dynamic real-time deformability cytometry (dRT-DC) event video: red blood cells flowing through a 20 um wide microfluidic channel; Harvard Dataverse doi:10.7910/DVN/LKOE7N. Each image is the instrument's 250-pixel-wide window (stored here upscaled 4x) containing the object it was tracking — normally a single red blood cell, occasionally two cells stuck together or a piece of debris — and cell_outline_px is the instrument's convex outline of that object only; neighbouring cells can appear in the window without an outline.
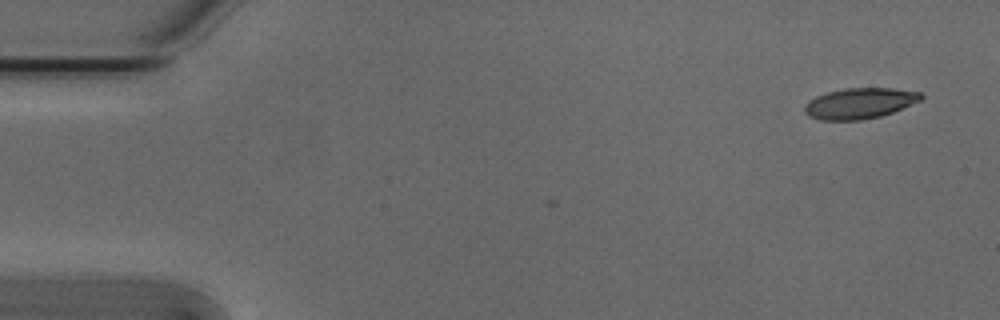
{"species": "Egyptian fruit bat (a non-hibernating species)", "species_latin": "Rousettus aegyptiacus", "temperature_condition": "cold", "stored_images_in_passage": 3, "camera_frame_rate_fps": 3000, "um_per_image_px": 0.085, "animal": {"sex": "male"}, "frame": {"image": 1, "passage_image": 3, "time_ms": 0.667, "image_size_px": [1000, 320], "cell_outline_px": [[924, 96], [920, 100], [892, 112], [880, 116], [860, 120], [820, 120], [808, 116], [804, 112], [804, 104], [808, 100], [816, 96], [828, 92], [844, 88], [892, 88], [924, 92]], "centroid_in_image_um": [73.05, 8.77], "position_along_channel_um": 12.0, "area_um2": 20.92}}